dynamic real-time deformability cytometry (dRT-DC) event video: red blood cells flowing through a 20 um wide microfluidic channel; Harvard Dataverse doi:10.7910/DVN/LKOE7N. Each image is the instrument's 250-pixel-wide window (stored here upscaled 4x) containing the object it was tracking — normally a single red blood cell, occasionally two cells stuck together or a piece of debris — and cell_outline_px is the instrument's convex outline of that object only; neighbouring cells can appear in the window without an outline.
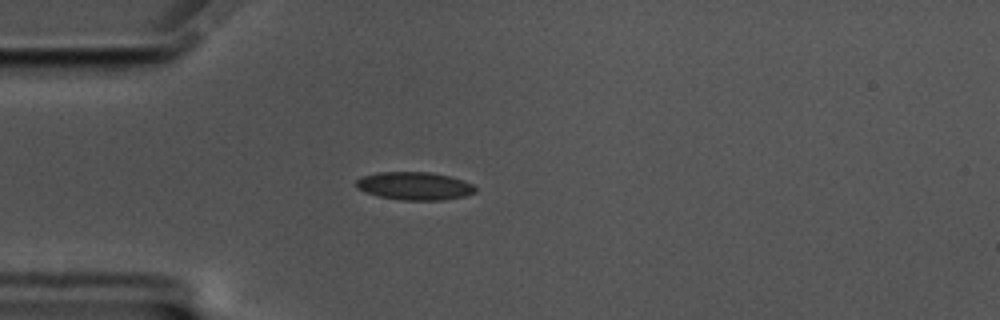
{"species": "common noctule bat (a hibernating species)", "species_latin": "Nyctalus noctula", "temperature_condition": "cold", "stored_images_in_passage": 18, "camera_frame_rate_fps": 3000, "um_per_image_px": 0.085, "animal": {"sex": "male", "body_mass_g": 17.5, "forearm_length_mm": 52.3}, "frame": {"image": 1, "passage_image": 3, "time_ms": 0.667, "image_size_px": [1000, 320], "cell_outline_px": [[476, 192], [464, 196], [444, 200], [404, 200], [380, 196], [364, 192], [356, 188], [356, 180], [364, 176], [376, 172], [428, 172], [448, 176], [464, 180], [472, 184], [476, 188]], "centroid_in_image_um": [35.23, 15.8], "position_along_channel_um": 49.8, "area_um2": 19.36}}